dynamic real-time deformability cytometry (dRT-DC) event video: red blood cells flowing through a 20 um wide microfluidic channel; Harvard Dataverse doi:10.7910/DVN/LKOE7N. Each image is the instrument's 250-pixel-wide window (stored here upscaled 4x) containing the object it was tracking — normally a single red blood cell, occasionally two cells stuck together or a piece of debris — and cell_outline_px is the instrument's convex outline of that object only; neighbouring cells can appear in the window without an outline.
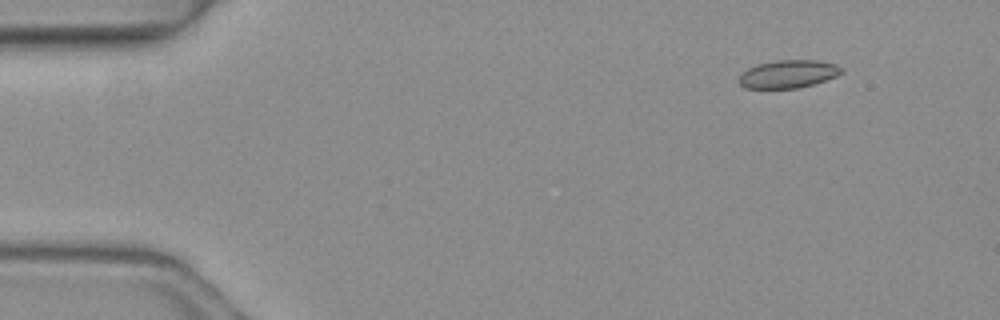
{"species": "common noctule bat (a hibernating species)", "species_latin": "Nyctalus noctula", "temperature_condition": "warm", "stored_images_in_passage": 6, "segment_of_instrument_passage": [1, 2], "camera_frame_rate_fps": 3000, "um_per_image_px": 0.085, "animal": {"sex": "female", "body_mass_g": 19.3, "forearm_length_mm": 54.1}, "frame": {"image": 1, "passage_image": 2, "time_ms": 0.333, "image_size_px": [1000, 320], "cell_outline_px": [[844, 72], [836, 76], [812, 84], [796, 88], [744, 88], [736, 80], [740, 72], [756, 64], [776, 60], [816, 60], [836, 64], [844, 68]], "centroid_in_image_um": [66.95, 6.28], "position_along_channel_um": 18.0, "area_um2": 16.88}}
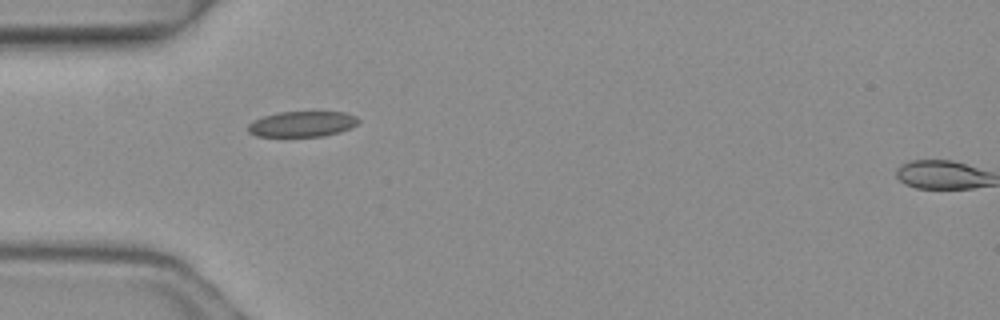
{"frame": {"image": 2, "passage_image": 5, "time_ms": 1.333, "image_size_px": [1000, 320], "cell_outline_px": [[360, 120], [356, 124], [340, 132], [324, 136], [256, 136], [248, 132], [248, 124], [252, 120], [264, 116], [280, 112], [344, 112], [356, 116]], "centroid_in_image_um": [25.66, 10.54], "position_along_channel_um": 59.3, "area_um2": 16.36}}